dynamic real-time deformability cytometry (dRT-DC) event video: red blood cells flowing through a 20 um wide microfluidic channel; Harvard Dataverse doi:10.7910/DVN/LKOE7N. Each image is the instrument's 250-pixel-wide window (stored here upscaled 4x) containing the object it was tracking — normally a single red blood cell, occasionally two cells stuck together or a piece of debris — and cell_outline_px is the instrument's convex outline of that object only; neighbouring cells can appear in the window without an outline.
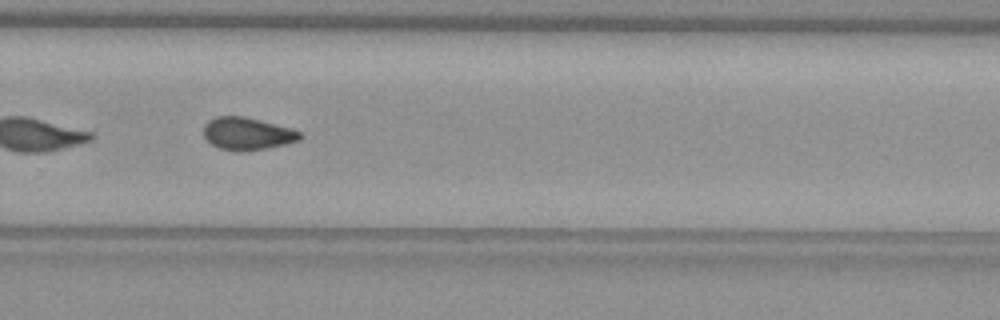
{"species": "common noctule bat (a hibernating species)", "species_latin": "Nyctalus noctula", "temperature_condition": "warm", "stored_images_in_passage": 32, "camera_frame_rate_fps": 3000, "um_per_image_px": 0.085, "animal": {"sex": "female", "body_mass_g": 29.2, "forearm_length_mm": 56.3}, "frame": {"image": 1, "passage_image": 19, "time_ms": 6.0, "image_size_px": [1000, 320], "cell_outline_px": [[304, 136], [300, 140], [268, 148], [244, 152], [236, 152], [220, 148], [212, 144], [204, 136], [204, 124], [208, 120], [216, 116], [244, 116], [292, 128], [300, 132]], "centroid_in_image_um": [21.03, 11.36], "position_along_channel_um": 308.8, "area_um2": 18.44}, "authors_computed_cell_mechanics": {"area_um2": 18.3804, "velocity_mm_per_s": 3.9958, "shape_relaxation_time_tau1_ms": null, "shape_relaxation_time_tau2_ms": 2.6492, "deformation_change_tau1": null, "deformation_change_tau2": 0.0784}}